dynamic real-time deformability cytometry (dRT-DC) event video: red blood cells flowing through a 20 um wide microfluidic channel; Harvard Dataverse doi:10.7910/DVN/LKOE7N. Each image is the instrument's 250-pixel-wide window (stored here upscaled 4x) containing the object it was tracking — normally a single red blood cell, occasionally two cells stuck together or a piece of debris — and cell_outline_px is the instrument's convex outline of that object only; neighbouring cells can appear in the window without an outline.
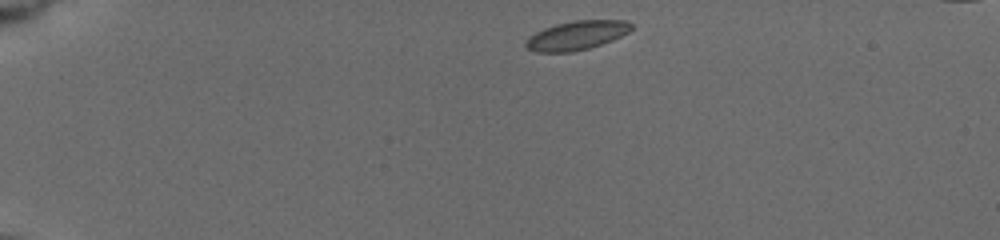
{"species": "common noctule bat (a hibernating species)", "species_latin": "Nyctalus noctula", "temperature_condition": "cold", "stored_images_in_passage": 46, "camera_frame_rate_fps": 3000, "um_per_image_px": 0.085, "animal": {"sex": "female", "body_mass_g": 19.5, "forearm_length_mm": 54.1}, "frame": {"image": 1, "passage_image": 1, "time_ms": 0.0, "image_size_px": [1000, 240], "cell_outline_px": [[632, 28], [628, 32], [612, 40], [588, 48], [572, 52], [536, 52], [524, 48], [524, 40], [528, 36], [544, 28], [556, 24], [572, 20], [628, 20], [632, 24]], "centroid_in_image_um": [48.96, 3.0], "position_along_channel_um": 36.0, "area_um2": 17.98}}
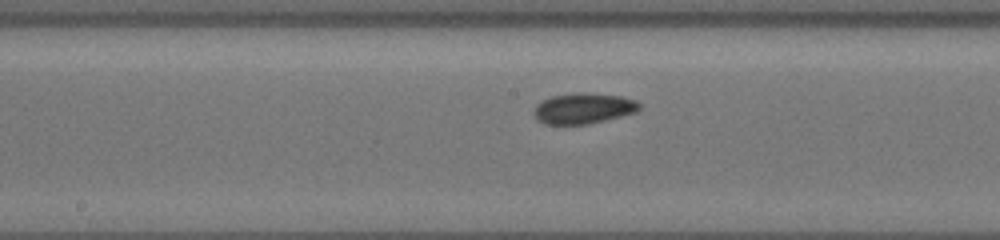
{"frame": {"image": 2, "passage_image": 20, "time_ms": 6.333, "image_size_px": [1000, 240], "cell_outline_px": [[640, 108], [636, 112], [588, 124], [544, 124], [536, 120], [532, 112], [536, 104], [540, 100], [552, 96], [576, 92], [584, 92], [620, 96], [636, 100], [640, 104]], "centroid_in_image_um": [49.53, 9.2], "position_along_channel_um": 198.7, "area_um2": 19.02}}
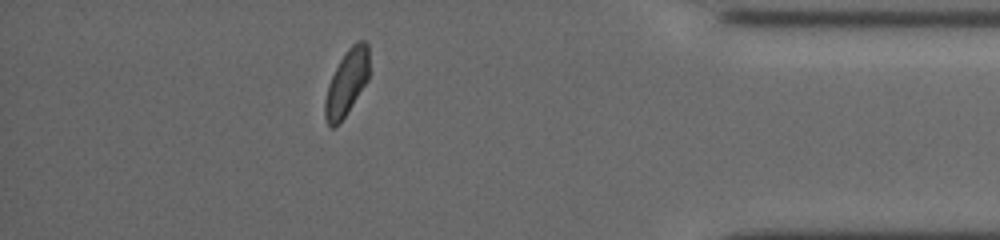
{"frame": {"image": 3, "passage_image": 40, "time_ms": 12.667, "image_size_px": [1000, 240], "cell_outline_px": [[368, 80], [344, 116], [332, 128], [328, 124], [324, 116], [324, 100], [328, 84], [340, 60], [348, 48], [356, 40], [364, 40], [368, 44]], "centroid_in_image_um": [29.46, 6.99], "position_along_channel_um": 405.7, "area_um2": 16.59}, "authors_computed_cell_mechanics": {"area_um2": 17.8602, "velocity_mm_per_s": 3.7329, "shape_relaxation_time_tau1_ms": 4.124, "shape_relaxation_time_tau2_ms": 5.7786, "deformation_change_tau1": 0.1105, "deformation_change_tau2": 0.1026}}